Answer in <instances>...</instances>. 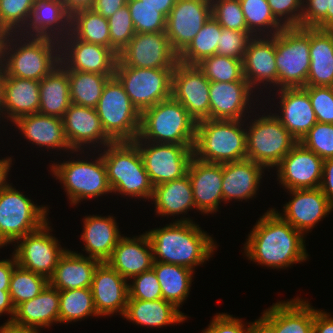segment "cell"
Instances as JSON below:
<instances>
[{
	"mask_svg": "<svg viewBox=\"0 0 333 333\" xmlns=\"http://www.w3.org/2000/svg\"><path fill=\"white\" fill-rule=\"evenodd\" d=\"M303 237L273 208L253 226L244 245V253L249 260L260 265L284 269L307 259Z\"/></svg>",
	"mask_w": 333,
	"mask_h": 333,
	"instance_id": "6da1fadb",
	"label": "cell"
},
{
	"mask_svg": "<svg viewBox=\"0 0 333 333\" xmlns=\"http://www.w3.org/2000/svg\"><path fill=\"white\" fill-rule=\"evenodd\" d=\"M154 261L181 265L191 270L211 257L214 240L190 218H182L146 232Z\"/></svg>",
	"mask_w": 333,
	"mask_h": 333,
	"instance_id": "7a4b0ae2",
	"label": "cell"
},
{
	"mask_svg": "<svg viewBox=\"0 0 333 333\" xmlns=\"http://www.w3.org/2000/svg\"><path fill=\"white\" fill-rule=\"evenodd\" d=\"M59 64V41L19 33L8 34L3 57V68L8 76L41 81Z\"/></svg>",
	"mask_w": 333,
	"mask_h": 333,
	"instance_id": "3957f363",
	"label": "cell"
},
{
	"mask_svg": "<svg viewBox=\"0 0 333 333\" xmlns=\"http://www.w3.org/2000/svg\"><path fill=\"white\" fill-rule=\"evenodd\" d=\"M243 120L204 119L196 123L193 156L208 163L224 164L246 159Z\"/></svg>",
	"mask_w": 333,
	"mask_h": 333,
	"instance_id": "277c9868",
	"label": "cell"
},
{
	"mask_svg": "<svg viewBox=\"0 0 333 333\" xmlns=\"http://www.w3.org/2000/svg\"><path fill=\"white\" fill-rule=\"evenodd\" d=\"M196 123L171 96L141 112L139 135L134 141L194 145Z\"/></svg>",
	"mask_w": 333,
	"mask_h": 333,
	"instance_id": "5b68a950",
	"label": "cell"
},
{
	"mask_svg": "<svg viewBox=\"0 0 333 333\" xmlns=\"http://www.w3.org/2000/svg\"><path fill=\"white\" fill-rule=\"evenodd\" d=\"M103 151L101 155L112 192L151 200L154 186L138 146L133 141H119L105 146Z\"/></svg>",
	"mask_w": 333,
	"mask_h": 333,
	"instance_id": "8992f818",
	"label": "cell"
},
{
	"mask_svg": "<svg viewBox=\"0 0 333 333\" xmlns=\"http://www.w3.org/2000/svg\"><path fill=\"white\" fill-rule=\"evenodd\" d=\"M277 89L305 87L310 69V28H284L275 35Z\"/></svg>",
	"mask_w": 333,
	"mask_h": 333,
	"instance_id": "52a82bcc",
	"label": "cell"
},
{
	"mask_svg": "<svg viewBox=\"0 0 333 333\" xmlns=\"http://www.w3.org/2000/svg\"><path fill=\"white\" fill-rule=\"evenodd\" d=\"M96 111L105 133L114 142L134 141L138 137L141 113L115 76L104 85Z\"/></svg>",
	"mask_w": 333,
	"mask_h": 333,
	"instance_id": "ba28073f",
	"label": "cell"
},
{
	"mask_svg": "<svg viewBox=\"0 0 333 333\" xmlns=\"http://www.w3.org/2000/svg\"><path fill=\"white\" fill-rule=\"evenodd\" d=\"M256 117L246 126V159L265 168L277 166L298 143L274 114ZM258 118V119H257Z\"/></svg>",
	"mask_w": 333,
	"mask_h": 333,
	"instance_id": "9c48e42d",
	"label": "cell"
},
{
	"mask_svg": "<svg viewBox=\"0 0 333 333\" xmlns=\"http://www.w3.org/2000/svg\"><path fill=\"white\" fill-rule=\"evenodd\" d=\"M25 196L11 184L0 191V248L15 243L48 221V207L37 206Z\"/></svg>",
	"mask_w": 333,
	"mask_h": 333,
	"instance_id": "30bf717a",
	"label": "cell"
},
{
	"mask_svg": "<svg viewBox=\"0 0 333 333\" xmlns=\"http://www.w3.org/2000/svg\"><path fill=\"white\" fill-rule=\"evenodd\" d=\"M96 160H68L50 165L51 171L66 189L70 204L77 205L80 200L92 199L112 193L108 182L106 167L101 154Z\"/></svg>",
	"mask_w": 333,
	"mask_h": 333,
	"instance_id": "8fae6325",
	"label": "cell"
},
{
	"mask_svg": "<svg viewBox=\"0 0 333 333\" xmlns=\"http://www.w3.org/2000/svg\"><path fill=\"white\" fill-rule=\"evenodd\" d=\"M173 71L174 69L127 67L118 59L114 76L141 113L171 97Z\"/></svg>",
	"mask_w": 333,
	"mask_h": 333,
	"instance_id": "7c38bea8",
	"label": "cell"
},
{
	"mask_svg": "<svg viewBox=\"0 0 333 333\" xmlns=\"http://www.w3.org/2000/svg\"><path fill=\"white\" fill-rule=\"evenodd\" d=\"M133 142L139 148L145 170L153 186L180 179L187 174L194 145Z\"/></svg>",
	"mask_w": 333,
	"mask_h": 333,
	"instance_id": "4fadbf2b",
	"label": "cell"
},
{
	"mask_svg": "<svg viewBox=\"0 0 333 333\" xmlns=\"http://www.w3.org/2000/svg\"><path fill=\"white\" fill-rule=\"evenodd\" d=\"M48 224L47 221L38 230L18 239L13 252L18 266L47 279L53 275L59 258L67 250L50 234Z\"/></svg>",
	"mask_w": 333,
	"mask_h": 333,
	"instance_id": "5bb4252c",
	"label": "cell"
},
{
	"mask_svg": "<svg viewBox=\"0 0 333 333\" xmlns=\"http://www.w3.org/2000/svg\"><path fill=\"white\" fill-rule=\"evenodd\" d=\"M118 59L127 67L174 69L178 54L172 49L166 32L135 33Z\"/></svg>",
	"mask_w": 333,
	"mask_h": 333,
	"instance_id": "9a60e30c",
	"label": "cell"
},
{
	"mask_svg": "<svg viewBox=\"0 0 333 333\" xmlns=\"http://www.w3.org/2000/svg\"><path fill=\"white\" fill-rule=\"evenodd\" d=\"M209 91L210 81L197 65L176 64L172 75L171 96L186 108L196 122L209 119Z\"/></svg>",
	"mask_w": 333,
	"mask_h": 333,
	"instance_id": "2e32d148",
	"label": "cell"
},
{
	"mask_svg": "<svg viewBox=\"0 0 333 333\" xmlns=\"http://www.w3.org/2000/svg\"><path fill=\"white\" fill-rule=\"evenodd\" d=\"M59 44L60 63L67 70L114 75L118 55L112 49L78 40L71 32Z\"/></svg>",
	"mask_w": 333,
	"mask_h": 333,
	"instance_id": "e0dca14e",
	"label": "cell"
},
{
	"mask_svg": "<svg viewBox=\"0 0 333 333\" xmlns=\"http://www.w3.org/2000/svg\"><path fill=\"white\" fill-rule=\"evenodd\" d=\"M211 16V0H176L166 18V35L179 55Z\"/></svg>",
	"mask_w": 333,
	"mask_h": 333,
	"instance_id": "ac0fdd59",
	"label": "cell"
},
{
	"mask_svg": "<svg viewBox=\"0 0 333 333\" xmlns=\"http://www.w3.org/2000/svg\"><path fill=\"white\" fill-rule=\"evenodd\" d=\"M324 160L298 142L275 167L279 183L287 190L318 188Z\"/></svg>",
	"mask_w": 333,
	"mask_h": 333,
	"instance_id": "d6986e66",
	"label": "cell"
},
{
	"mask_svg": "<svg viewBox=\"0 0 333 333\" xmlns=\"http://www.w3.org/2000/svg\"><path fill=\"white\" fill-rule=\"evenodd\" d=\"M95 309L99 316L125 313L129 290L127 280L107 262L95 269L91 285Z\"/></svg>",
	"mask_w": 333,
	"mask_h": 333,
	"instance_id": "ffe728a7",
	"label": "cell"
},
{
	"mask_svg": "<svg viewBox=\"0 0 333 333\" xmlns=\"http://www.w3.org/2000/svg\"><path fill=\"white\" fill-rule=\"evenodd\" d=\"M62 119L66 139L73 151L83 150V145L88 147V144L97 143L104 148L114 142L105 133L96 108L71 103Z\"/></svg>",
	"mask_w": 333,
	"mask_h": 333,
	"instance_id": "44dd1931",
	"label": "cell"
},
{
	"mask_svg": "<svg viewBox=\"0 0 333 333\" xmlns=\"http://www.w3.org/2000/svg\"><path fill=\"white\" fill-rule=\"evenodd\" d=\"M293 195L284 207V213H278L303 235L333 210L327 196L318 188L288 190Z\"/></svg>",
	"mask_w": 333,
	"mask_h": 333,
	"instance_id": "7402d4cb",
	"label": "cell"
},
{
	"mask_svg": "<svg viewBox=\"0 0 333 333\" xmlns=\"http://www.w3.org/2000/svg\"><path fill=\"white\" fill-rule=\"evenodd\" d=\"M26 31V32H25ZM71 31V14L62 0H35L23 36L64 39Z\"/></svg>",
	"mask_w": 333,
	"mask_h": 333,
	"instance_id": "603a6c76",
	"label": "cell"
},
{
	"mask_svg": "<svg viewBox=\"0 0 333 333\" xmlns=\"http://www.w3.org/2000/svg\"><path fill=\"white\" fill-rule=\"evenodd\" d=\"M275 35L253 36L242 60L243 75L254 90L268 84L277 87ZM260 84V85H259Z\"/></svg>",
	"mask_w": 333,
	"mask_h": 333,
	"instance_id": "cb8c5ba5",
	"label": "cell"
},
{
	"mask_svg": "<svg viewBox=\"0 0 333 333\" xmlns=\"http://www.w3.org/2000/svg\"><path fill=\"white\" fill-rule=\"evenodd\" d=\"M187 174L196 210L204 214L217 212L223 201L222 164L203 162L193 156Z\"/></svg>",
	"mask_w": 333,
	"mask_h": 333,
	"instance_id": "d4e9b609",
	"label": "cell"
},
{
	"mask_svg": "<svg viewBox=\"0 0 333 333\" xmlns=\"http://www.w3.org/2000/svg\"><path fill=\"white\" fill-rule=\"evenodd\" d=\"M209 92V119L243 120L249 113L253 89L248 82H210Z\"/></svg>",
	"mask_w": 333,
	"mask_h": 333,
	"instance_id": "484cf974",
	"label": "cell"
},
{
	"mask_svg": "<svg viewBox=\"0 0 333 333\" xmlns=\"http://www.w3.org/2000/svg\"><path fill=\"white\" fill-rule=\"evenodd\" d=\"M279 95L281 114H275L280 123L298 141L317 123L308 92L303 87L281 88ZM280 115V116H279Z\"/></svg>",
	"mask_w": 333,
	"mask_h": 333,
	"instance_id": "4316f807",
	"label": "cell"
},
{
	"mask_svg": "<svg viewBox=\"0 0 333 333\" xmlns=\"http://www.w3.org/2000/svg\"><path fill=\"white\" fill-rule=\"evenodd\" d=\"M106 262L126 280L152 269L154 258L147 234L133 239L122 236Z\"/></svg>",
	"mask_w": 333,
	"mask_h": 333,
	"instance_id": "83f0119b",
	"label": "cell"
},
{
	"mask_svg": "<svg viewBox=\"0 0 333 333\" xmlns=\"http://www.w3.org/2000/svg\"><path fill=\"white\" fill-rule=\"evenodd\" d=\"M265 167L244 159L222 164L223 201L247 200L257 194Z\"/></svg>",
	"mask_w": 333,
	"mask_h": 333,
	"instance_id": "f1b7e54d",
	"label": "cell"
},
{
	"mask_svg": "<svg viewBox=\"0 0 333 333\" xmlns=\"http://www.w3.org/2000/svg\"><path fill=\"white\" fill-rule=\"evenodd\" d=\"M60 291L49 283L42 292L31 300L19 304L11 321L20 327L39 330L59 323Z\"/></svg>",
	"mask_w": 333,
	"mask_h": 333,
	"instance_id": "f546056e",
	"label": "cell"
},
{
	"mask_svg": "<svg viewBox=\"0 0 333 333\" xmlns=\"http://www.w3.org/2000/svg\"><path fill=\"white\" fill-rule=\"evenodd\" d=\"M13 123L32 144L53 150L57 148L79 152L71 149L65 136L62 118L35 113L22 116Z\"/></svg>",
	"mask_w": 333,
	"mask_h": 333,
	"instance_id": "4dcf8cb0",
	"label": "cell"
},
{
	"mask_svg": "<svg viewBox=\"0 0 333 333\" xmlns=\"http://www.w3.org/2000/svg\"><path fill=\"white\" fill-rule=\"evenodd\" d=\"M100 261L66 250L59 258L49 284L59 291L91 288L93 275Z\"/></svg>",
	"mask_w": 333,
	"mask_h": 333,
	"instance_id": "1f68e13d",
	"label": "cell"
},
{
	"mask_svg": "<svg viewBox=\"0 0 333 333\" xmlns=\"http://www.w3.org/2000/svg\"><path fill=\"white\" fill-rule=\"evenodd\" d=\"M303 299L276 302L263 312L275 326V333H313L316 309Z\"/></svg>",
	"mask_w": 333,
	"mask_h": 333,
	"instance_id": "d6a6232c",
	"label": "cell"
},
{
	"mask_svg": "<svg viewBox=\"0 0 333 333\" xmlns=\"http://www.w3.org/2000/svg\"><path fill=\"white\" fill-rule=\"evenodd\" d=\"M83 234L84 250L88 257L106 262L112 255L119 239L122 237L116 220L112 216H87L84 219Z\"/></svg>",
	"mask_w": 333,
	"mask_h": 333,
	"instance_id": "836d02e7",
	"label": "cell"
},
{
	"mask_svg": "<svg viewBox=\"0 0 333 333\" xmlns=\"http://www.w3.org/2000/svg\"><path fill=\"white\" fill-rule=\"evenodd\" d=\"M40 107V81L10 77L4 83V108L8 120L38 113Z\"/></svg>",
	"mask_w": 333,
	"mask_h": 333,
	"instance_id": "e575fe53",
	"label": "cell"
},
{
	"mask_svg": "<svg viewBox=\"0 0 333 333\" xmlns=\"http://www.w3.org/2000/svg\"><path fill=\"white\" fill-rule=\"evenodd\" d=\"M310 69L306 86L333 83V30L310 28Z\"/></svg>",
	"mask_w": 333,
	"mask_h": 333,
	"instance_id": "d590c367",
	"label": "cell"
},
{
	"mask_svg": "<svg viewBox=\"0 0 333 333\" xmlns=\"http://www.w3.org/2000/svg\"><path fill=\"white\" fill-rule=\"evenodd\" d=\"M123 317L137 325L158 328L187 319L184 313L163 298L155 301L128 299Z\"/></svg>",
	"mask_w": 333,
	"mask_h": 333,
	"instance_id": "8d00e7d4",
	"label": "cell"
},
{
	"mask_svg": "<svg viewBox=\"0 0 333 333\" xmlns=\"http://www.w3.org/2000/svg\"><path fill=\"white\" fill-rule=\"evenodd\" d=\"M70 104L68 73L67 69L60 63L40 81L38 113L63 118Z\"/></svg>",
	"mask_w": 333,
	"mask_h": 333,
	"instance_id": "74e56055",
	"label": "cell"
},
{
	"mask_svg": "<svg viewBox=\"0 0 333 333\" xmlns=\"http://www.w3.org/2000/svg\"><path fill=\"white\" fill-rule=\"evenodd\" d=\"M156 214L160 216L179 215L195 208L193 191L188 174L180 179L154 186L152 198Z\"/></svg>",
	"mask_w": 333,
	"mask_h": 333,
	"instance_id": "f35d334b",
	"label": "cell"
},
{
	"mask_svg": "<svg viewBox=\"0 0 333 333\" xmlns=\"http://www.w3.org/2000/svg\"><path fill=\"white\" fill-rule=\"evenodd\" d=\"M152 269L161 286L162 298L179 309L189 295L194 270L159 261H154Z\"/></svg>",
	"mask_w": 333,
	"mask_h": 333,
	"instance_id": "ab89813d",
	"label": "cell"
},
{
	"mask_svg": "<svg viewBox=\"0 0 333 333\" xmlns=\"http://www.w3.org/2000/svg\"><path fill=\"white\" fill-rule=\"evenodd\" d=\"M78 40L110 48L108 19L92 8L75 11L71 15V31Z\"/></svg>",
	"mask_w": 333,
	"mask_h": 333,
	"instance_id": "60d3db41",
	"label": "cell"
},
{
	"mask_svg": "<svg viewBox=\"0 0 333 333\" xmlns=\"http://www.w3.org/2000/svg\"><path fill=\"white\" fill-rule=\"evenodd\" d=\"M67 73L71 103L91 108H96L104 85L114 76L72 70H67Z\"/></svg>",
	"mask_w": 333,
	"mask_h": 333,
	"instance_id": "b9f144b4",
	"label": "cell"
},
{
	"mask_svg": "<svg viewBox=\"0 0 333 333\" xmlns=\"http://www.w3.org/2000/svg\"><path fill=\"white\" fill-rule=\"evenodd\" d=\"M222 26L211 15L191 43L178 55V62L197 65L206 57L217 54Z\"/></svg>",
	"mask_w": 333,
	"mask_h": 333,
	"instance_id": "7bdbcfd3",
	"label": "cell"
},
{
	"mask_svg": "<svg viewBox=\"0 0 333 333\" xmlns=\"http://www.w3.org/2000/svg\"><path fill=\"white\" fill-rule=\"evenodd\" d=\"M239 1L247 29L253 36H274L284 29L272 14L267 0Z\"/></svg>",
	"mask_w": 333,
	"mask_h": 333,
	"instance_id": "ee69618b",
	"label": "cell"
},
{
	"mask_svg": "<svg viewBox=\"0 0 333 333\" xmlns=\"http://www.w3.org/2000/svg\"><path fill=\"white\" fill-rule=\"evenodd\" d=\"M92 315L99 316L91 288L60 291L59 323L79 321Z\"/></svg>",
	"mask_w": 333,
	"mask_h": 333,
	"instance_id": "f6af8a7d",
	"label": "cell"
},
{
	"mask_svg": "<svg viewBox=\"0 0 333 333\" xmlns=\"http://www.w3.org/2000/svg\"><path fill=\"white\" fill-rule=\"evenodd\" d=\"M197 67L210 82H247L240 59L216 54L203 59Z\"/></svg>",
	"mask_w": 333,
	"mask_h": 333,
	"instance_id": "bcb514c9",
	"label": "cell"
},
{
	"mask_svg": "<svg viewBox=\"0 0 333 333\" xmlns=\"http://www.w3.org/2000/svg\"><path fill=\"white\" fill-rule=\"evenodd\" d=\"M48 283L46 277L17 265L13 269L9 288L14 307L39 295Z\"/></svg>",
	"mask_w": 333,
	"mask_h": 333,
	"instance_id": "7dc6e473",
	"label": "cell"
},
{
	"mask_svg": "<svg viewBox=\"0 0 333 333\" xmlns=\"http://www.w3.org/2000/svg\"><path fill=\"white\" fill-rule=\"evenodd\" d=\"M127 5L136 33L166 31V17L157 8L141 0H127Z\"/></svg>",
	"mask_w": 333,
	"mask_h": 333,
	"instance_id": "c3c4849f",
	"label": "cell"
},
{
	"mask_svg": "<svg viewBox=\"0 0 333 333\" xmlns=\"http://www.w3.org/2000/svg\"><path fill=\"white\" fill-rule=\"evenodd\" d=\"M35 0H0V29L19 33L26 25Z\"/></svg>",
	"mask_w": 333,
	"mask_h": 333,
	"instance_id": "681fc988",
	"label": "cell"
},
{
	"mask_svg": "<svg viewBox=\"0 0 333 333\" xmlns=\"http://www.w3.org/2000/svg\"><path fill=\"white\" fill-rule=\"evenodd\" d=\"M107 19L109 23L110 49L118 55L136 33L128 5H124Z\"/></svg>",
	"mask_w": 333,
	"mask_h": 333,
	"instance_id": "f907efd6",
	"label": "cell"
},
{
	"mask_svg": "<svg viewBox=\"0 0 333 333\" xmlns=\"http://www.w3.org/2000/svg\"><path fill=\"white\" fill-rule=\"evenodd\" d=\"M211 15L223 28L249 32L239 0H211Z\"/></svg>",
	"mask_w": 333,
	"mask_h": 333,
	"instance_id": "816d5d0a",
	"label": "cell"
},
{
	"mask_svg": "<svg viewBox=\"0 0 333 333\" xmlns=\"http://www.w3.org/2000/svg\"><path fill=\"white\" fill-rule=\"evenodd\" d=\"M300 143L323 160L333 158V124L317 122Z\"/></svg>",
	"mask_w": 333,
	"mask_h": 333,
	"instance_id": "f5cc1de1",
	"label": "cell"
},
{
	"mask_svg": "<svg viewBox=\"0 0 333 333\" xmlns=\"http://www.w3.org/2000/svg\"><path fill=\"white\" fill-rule=\"evenodd\" d=\"M132 284H128L129 298L140 300L162 299L161 286L153 269L132 277Z\"/></svg>",
	"mask_w": 333,
	"mask_h": 333,
	"instance_id": "db71d44e",
	"label": "cell"
},
{
	"mask_svg": "<svg viewBox=\"0 0 333 333\" xmlns=\"http://www.w3.org/2000/svg\"><path fill=\"white\" fill-rule=\"evenodd\" d=\"M253 35L222 27V34L217 46V54L243 60L247 45Z\"/></svg>",
	"mask_w": 333,
	"mask_h": 333,
	"instance_id": "11a10c76",
	"label": "cell"
},
{
	"mask_svg": "<svg viewBox=\"0 0 333 333\" xmlns=\"http://www.w3.org/2000/svg\"><path fill=\"white\" fill-rule=\"evenodd\" d=\"M317 122L333 124V94L329 86H305Z\"/></svg>",
	"mask_w": 333,
	"mask_h": 333,
	"instance_id": "9f6ffc18",
	"label": "cell"
},
{
	"mask_svg": "<svg viewBox=\"0 0 333 333\" xmlns=\"http://www.w3.org/2000/svg\"><path fill=\"white\" fill-rule=\"evenodd\" d=\"M276 20L284 27H301L303 0H267Z\"/></svg>",
	"mask_w": 333,
	"mask_h": 333,
	"instance_id": "6f0895ef",
	"label": "cell"
},
{
	"mask_svg": "<svg viewBox=\"0 0 333 333\" xmlns=\"http://www.w3.org/2000/svg\"><path fill=\"white\" fill-rule=\"evenodd\" d=\"M302 3L301 27L327 30L330 0H303Z\"/></svg>",
	"mask_w": 333,
	"mask_h": 333,
	"instance_id": "680465c9",
	"label": "cell"
},
{
	"mask_svg": "<svg viewBox=\"0 0 333 333\" xmlns=\"http://www.w3.org/2000/svg\"><path fill=\"white\" fill-rule=\"evenodd\" d=\"M241 319L227 313L217 314L203 333H248V328Z\"/></svg>",
	"mask_w": 333,
	"mask_h": 333,
	"instance_id": "91938a15",
	"label": "cell"
},
{
	"mask_svg": "<svg viewBox=\"0 0 333 333\" xmlns=\"http://www.w3.org/2000/svg\"><path fill=\"white\" fill-rule=\"evenodd\" d=\"M319 188L327 196L333 207V158L325 159L323 162L322 179Z\"/></svg>",
	"mask_w": 333,
	"mask_h": 333,
	"instance_id": "94428289",
	"label": "cell"
},
{
	"mask_svg": "<svg viewBox=\"0 0 333 333\" xmlns=\"http://www.w3.org/2000/svg\"><path fill=\"white\" fill-rule=\"evenodd\" d=\"M126 4L127 0H94L92 9L104 18H109Z\"/></svg>",
	"mask_w": 333,
	"mask_h": 333,
	"instance_id": "6125c7cd",
	"label": "cell"
},
{
	"mask_svg": "<svg viewBox=\"0 0 333 333\" xmlns=\"http://www.w3.org/2000/svg\"><path fill=\"white\" fill-rule=\"evenodd\" d=\"M313 333H333V317L325 311L316 309L314 313Z\"/></svg>",
	"mask_w": 333,
	"mask_h": 333,
	"instance_id": "be15d7a7",
	"label": "cell"
},
{
	"mask_svg": "<svg viewBox=\"0 0 333 333\" xmlns=\"http://www.w3.org/2000/svg\"><path fill=\"white\" fill-rule=\"evenodd\" d=\"M17 266L15 256L11 259L0 260V290H9L13 269Z\"/></svg>",
	"mask_w": 333,
	"mask_h": 333,
	"instance_id": "e7e4bbea",
	"label": "cell"
},
{
	"mask_svg": "<svg viewBox=\"0 0 333 333\" xmlns=\"http://www.w3.org/2000/svg\"><path fill=\"white\" fill-rule=\"evenodd\" d=\"M248 324V333H275V326L263 314L255 322Z\"/></svg>",
	"mask_w": 333,
	"mask_h": 333,
	"instance_id": "03108f58",
	"label": "cell"
},
{
	"mask_svg": "<svg viewBox=\"0 0 333 333\" xmlns=\"http://www.w3.org/2000/svg\"><path fill=\"white\" fill-rule=\"evenodd\" d=\"M11 314L7 322H11L15 315V307L12 303L9 290H0V315Z\"/></svg>",
	"mask_w": 333,
	"mask_h": 333,
	"instance_id": "003e7915",
	"label": "cell"
},
{
	"mask_svg": "<svg viewBox=\"0 0 333 333\" xmlns=\"http://www.w3.org/2000/svg\"><path fill=\"white\" fill-rule=\"evenodd\" d=\"M66 10L72 15L75 11L92 8L94 0H62Z\"/></svg>",
	"mask_w": 333,
	"mask_h": 333,
	"instance_id": "a7ac6f4b",
	"label": "cell"
},
{
	"mask_svg": "<svg viewBox=\"0 0 333 333\" xmlns=\"http://www.w3.org/2000/svg\"><path fill=\"white\" fill-rule=\"evenodd\" d=\"M143 3L151 4L156 10L161 12L166 18L174 7L176 0H141Z\"/></svg>",
	"mask_w": 333,
	"mask_h": 333,
	"instance_id": "89a4df30",
	"label": "cell"
},
{
	"mask_svg": "<svg viewBox=\"0 0 333 333\" xmlns=\"http://www.w3.org/2000/svg\"><path fill=\"white\" fill-rule=\"evenodd\" d=\"M39 330L32 328L20 327L12 322H5L0 326V333H39Z\"/></svg>",
	"mask_w": 333,
	"mask_h": 333,
	"instance_id": "2644e50d",
	"label": "cell"
},
{
	"mask_svg": "<svg viewBox=\"0 0 333 333\" xmlns=\"http://www.w3.org/2000/svg\"><path fill=\"white\" fill-rule=\"evenodd\" d=\"M11 163V157L0 159V191L8 185L6 180L11 167Z\"/></svg>",
	"mask_w": 333,
	"mask_h": 333,
	"instance_id": "8c879c8a",
	"label": "cell"
},
{
	"mask_svg": "<svg viewBox=\"0 0 333 333\" xmlns=\"http://www.w3.org/2000/svg\"><path fill=\"white\" fill-rule=\"evenodd\" d=\"M6 73L4 68H0V115H6L4 108V83H5Z\"/></svg>",
	"mask_w": 333,
	"mask_h": 333,
	"instance_id": "753ad0ef",
	"label": "cell"
},
{
	"mask_svg": "<svg viewBox=\"0 0 333 333\" xmlns=\"http://www.w3.org/2000/svg\"><path fill=\"white\" fill-rule=\"evenodd\" d=\"M8 33L2 29H0V68L3 67V57H4V44Z\"/></svg>",
	"mask_w": 333,
	"mask_h": 333,
	"instance_id": "34e18365",
	"label": "cell"
},
{
	"mask_svg": "<svg viewBox=\"0 0 333 333\" xmlns=\"http://www.w3.org/2000/svg\"><path fill=\"white\" fill-rule=\"evenodd\" d=\"M327 30H333V0H330V9H327Z\"/></svg>",
	"mask_w": 333,
	"mask_h": 333,
	"instance_id": "11e5206c",
	"label": "cell"
},
{
	"mask_svg": "<svg viewBox=\"0 0 333 333\" xmlns=\"http://www.w3.org/2000/svg\"><path fill=\"white\" fill-rule=\"evenodd\" d=\"M333 94V83L329 86Z\"/></svg>",
	"mask_w": 333,
	"mask_h": 333,
	"instance_id": "2a66077c",
	"label": "cell"
}]
</instances>
